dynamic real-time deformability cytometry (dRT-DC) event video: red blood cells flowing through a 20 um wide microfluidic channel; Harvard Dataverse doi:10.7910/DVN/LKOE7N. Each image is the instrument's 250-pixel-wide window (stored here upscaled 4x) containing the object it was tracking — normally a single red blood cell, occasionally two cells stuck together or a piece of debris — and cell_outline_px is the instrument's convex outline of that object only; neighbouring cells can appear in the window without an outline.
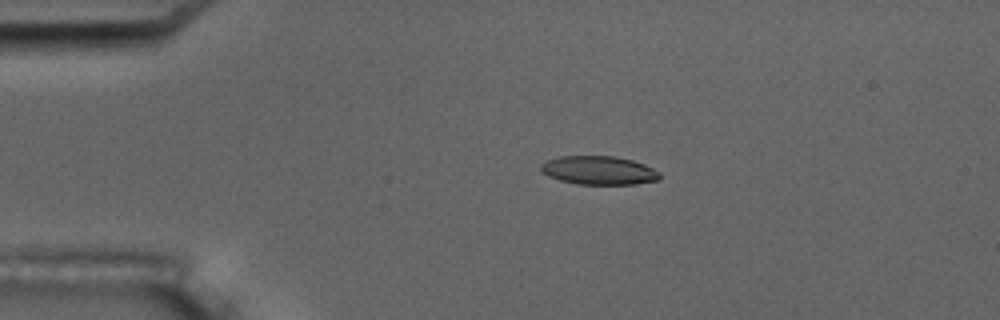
{"species": "common noctule bat (a hibernating species)", "species_latin": "Nyctalus noctula", "temperature_condition": "room temperature", "stored_images_in_passage": 4, "camera_frame_rate_fps": 3000, "um_per_image_px": 0.085, "animal": {"sex": "male", "body_mass_g": 17.5, "forearm_length_mm": 52.3}, "frame": {"image": 1, "passage_image": 2, "time_ms": 1.333, "image_size_px": [1000, 320], "cell_outline_px": [[660, 180], [636, 184], [576, 184], [560, 180], [548, 176], [540, 172], [540, 164], [548, 160], [560, 156], [616, 156], [632, 160], [644, 164], [660, 172]], "centroid_in_image_um": [50.89, 14.48], "position_along_channel_um": 34.1, "area_um2": 19.94}}